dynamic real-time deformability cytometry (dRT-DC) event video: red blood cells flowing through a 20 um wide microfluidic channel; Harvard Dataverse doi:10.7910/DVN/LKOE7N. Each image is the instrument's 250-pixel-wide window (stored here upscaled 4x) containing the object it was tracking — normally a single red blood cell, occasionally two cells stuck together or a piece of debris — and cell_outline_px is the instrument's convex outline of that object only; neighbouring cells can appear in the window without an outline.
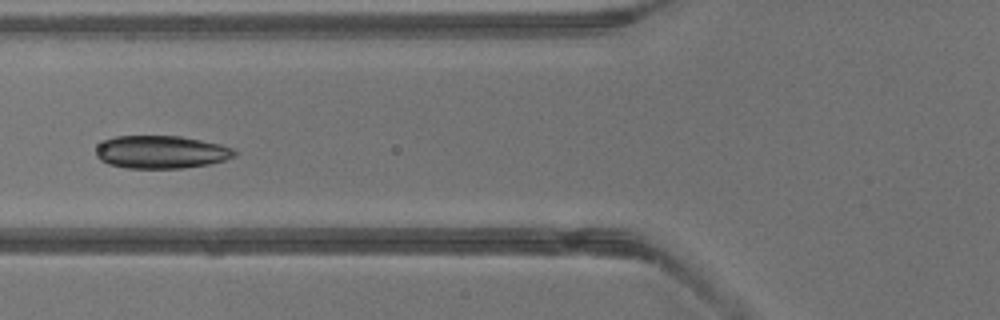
{"species": "common noctule bat (a hibernating species)", "species_latin": "Nyctalus noctula", "temperature_condition": "warm", "stored_images_in_passage": 18, "camera_frame_rate_fps": 3000, "um_per_image_px": 0.085, "animal": {"sex": "male", "body_mass_g": 13.3}, "frame": {"image": 1, "passage_image": 6, "time_ms": 1.667, "image_size_px": [1000, 320], "cell_outline_px": [[240, 152], [236, 156], [224, 160], [208, 164], [184, 168], [128, 168], [108, 164], [100, 160], [96, 156], [96, 152], [100, 144], [104, 140], [116, 136], [180, 136], [220, 144], [232, 148]], "centroid_in_image_um": [13.72, 12.92], "position_along_channel_um": 112.1, "area_um2": 26.53}}
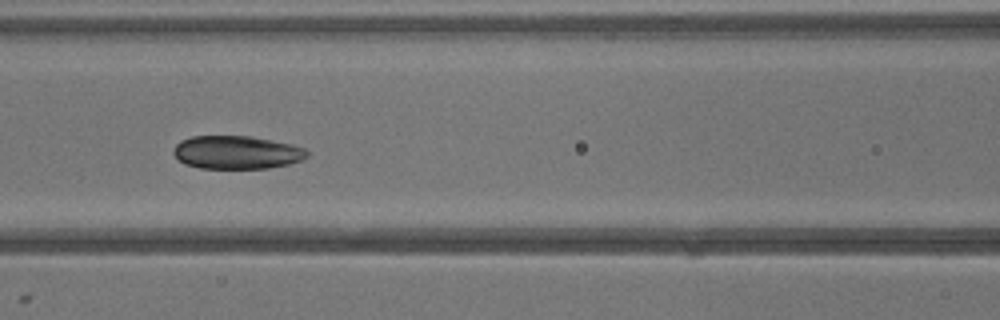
{"frame": {"image": 2, "passage_image": 8, "time_ms": 2.333, "image_size_px": [1000, 320], "cell_outline_px": [[308, 156], [300, 160], [288, 164], [268, 168], [200, 168], [184, 164], [172, 152], [176, 144], [180, 140], [192, 136], [252, 136], [292, 144], [304, 148], [308, 152]], "centroid_in_image_um": [20.11, 12.94], "position_along_channel_um": 146.5, "area_um2": 25.84}}